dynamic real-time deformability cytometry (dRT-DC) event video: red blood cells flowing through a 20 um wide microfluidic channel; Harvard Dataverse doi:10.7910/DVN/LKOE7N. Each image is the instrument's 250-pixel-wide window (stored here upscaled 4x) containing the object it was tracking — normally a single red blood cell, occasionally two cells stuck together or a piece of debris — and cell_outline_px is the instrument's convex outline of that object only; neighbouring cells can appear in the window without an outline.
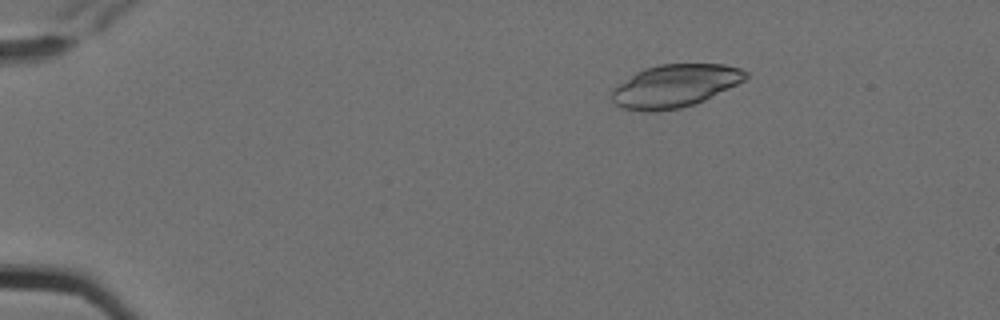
{"species": "Egyptian fruit bat (a non-hibernating species)", "species_latin": "Rousettus aegyptiacus", "temperature_condition": "cold", "stored_images_in_passage": 6, "camera_frame_rate_fps": 3000, "um_per_image_px": 0.085, "animal": {"sex": "female"}, "frame": {"image": 1, "passage_image": 4, "time_ms": 1.0, "image_size_px": [1000, 320], "cell_outline_px": [[748, 76], [744, 80], [704, 100], [680, 108], [656, 112], [648, 112], [624, 108], [616, 104], [612, 100], [612, 88], [636, 72], [644, 68], [660, 64], [724, 64], [740, 68], [748, 72]], "centroid_in_image_um": [57.35, 7.29], "position_along_channel_um": 27.7, "area_um2": 33.18}}